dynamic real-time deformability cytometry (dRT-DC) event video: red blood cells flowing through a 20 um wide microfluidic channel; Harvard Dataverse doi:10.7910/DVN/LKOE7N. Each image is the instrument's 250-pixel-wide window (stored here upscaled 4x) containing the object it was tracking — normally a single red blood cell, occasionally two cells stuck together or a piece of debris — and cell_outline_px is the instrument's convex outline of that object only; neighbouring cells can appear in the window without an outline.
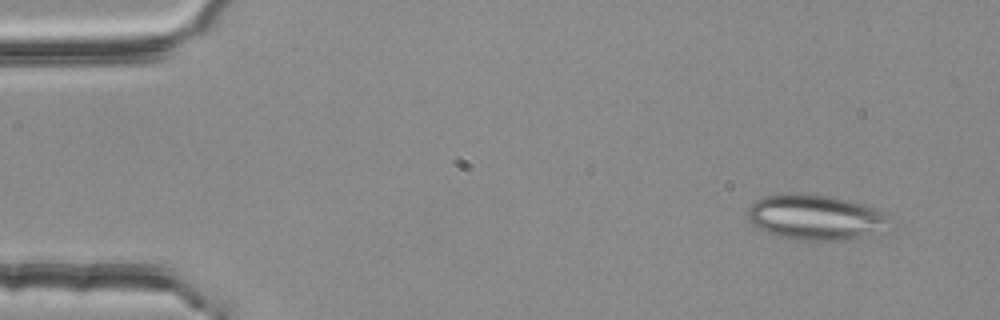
{"species": "common noctule bat (a hibernating species)", "species_latin": "Nyctalus noctula", "temperature_condition": "room temperature", "stored_images_in_passage": 4, "camera_frame_rate_fps": 3000, "um_per_image_px": 0.085, "animal": {"sex": "female", "body_mass_g": 25.1}, "frame": {"image": 1, "passage_image": 1, "time_ms": 0.0, "image_size_px": [1000, 320], "cell_outline_px": [[896, 228], [888, 232], [840, 240], [804, 240], [784, 236], [768, 232], [760, 228], [748, 220], [748, 208], [756, 200], [764, 196], [788, 192], [792, 192], [828, 196], [848, 200], [864, 204], [876, 208]], "centroid_in_image_um": [69.4, 18.46], "position_along_channel_um": 15.6, "area_um2": 37.51}}